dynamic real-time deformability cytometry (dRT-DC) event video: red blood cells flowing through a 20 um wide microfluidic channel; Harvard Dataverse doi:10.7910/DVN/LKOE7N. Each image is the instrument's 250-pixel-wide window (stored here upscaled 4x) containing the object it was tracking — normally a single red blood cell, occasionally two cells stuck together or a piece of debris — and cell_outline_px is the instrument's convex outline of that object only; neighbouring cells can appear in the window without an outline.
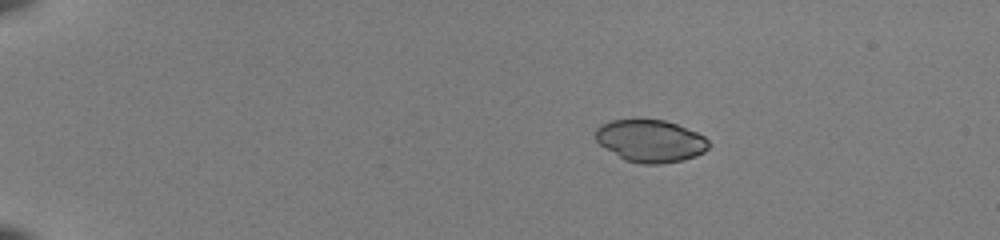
{"species": "common noctule bat (a hibernating species)", "species_latin": "Nyctalus noctula", "temperature_condition": "room temperature", "stored_images_in_passage": 43, "camera_frame_rate_fps": 3000, "um_per_image_px": 0.085, "animal": {"sex": "female", "body_mass_g": 22.0, "forearm_length_mm": 56.7}, "frame": {"image": 1, "passage_image": 1, "time_ms": 0.0, "image_size_px": [1000, 240], "cell_outline_px": [[712, 144], [704, 152], [696, 156], [684, 160], [660, 164], [640, 164], [624, 160], [600, 144], [596, 140], [596, 128], [600, 124], [612, 120], [632, 116], [664, 120], [676, 124], [696, 132], [704, 136]], "centroid_in_image_um": [55.27, 11.94], "position_along_channel_um": 29.7, "area_um2": 28.67}}